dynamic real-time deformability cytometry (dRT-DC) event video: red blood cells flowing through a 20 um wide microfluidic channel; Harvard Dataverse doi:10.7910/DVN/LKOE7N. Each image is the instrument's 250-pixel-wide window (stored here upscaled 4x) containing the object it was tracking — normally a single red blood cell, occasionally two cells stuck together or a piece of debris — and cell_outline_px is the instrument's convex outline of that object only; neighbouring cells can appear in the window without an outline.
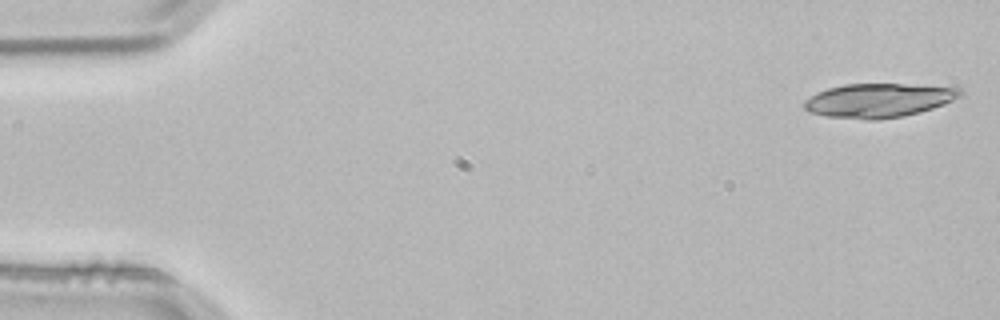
{"species": "common noctule bat (a hibernating species)", "species_latin": "Nyctalus noctula", "temperature_condition": "room temperature", "stored_images_in_passage": 4, "segment_of_instrument_passage": [2, 2], "camera_frame_rate_fps": 3000, "um_per_image_px": 0.085, "animal": {"sex": "male", "body_mass_g": 21.5, "forearm_length_mm": 52.0}, "frame": {"image": 1, "passage_image": 4, "time_ms": 1.0, "image_size_px": [1000, 320], "cell_outline_px": [[964, 92], [960, 96], [944, 104], [920, 112], [904, 116], [876, 120], [864, 120], [824, 116], [808, 112], [804, 108], [804, 100], [816, 92], [828, 88], [844, 84], [904, 84], [960, 88]], "centroid_in_image_um": [74.63, 8.54], "position_along_channel_um": 10.4, "area_um2": 31.04}}